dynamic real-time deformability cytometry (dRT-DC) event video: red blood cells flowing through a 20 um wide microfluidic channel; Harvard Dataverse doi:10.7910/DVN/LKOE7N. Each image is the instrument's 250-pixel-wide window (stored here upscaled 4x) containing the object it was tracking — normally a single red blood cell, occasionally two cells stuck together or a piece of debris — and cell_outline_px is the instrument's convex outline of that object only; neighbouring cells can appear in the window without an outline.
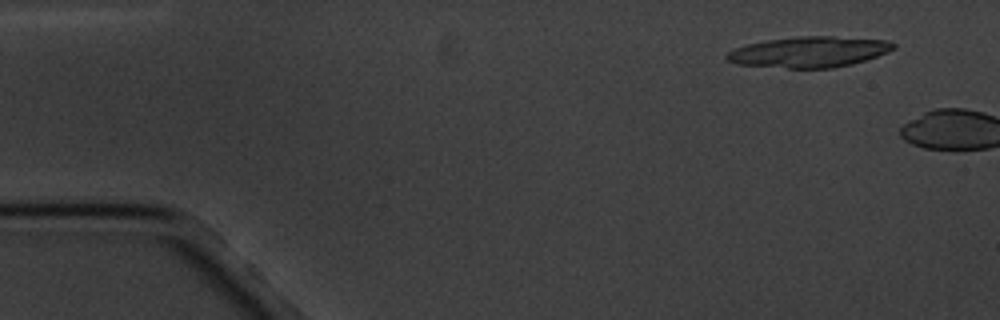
{"species": "common noctule bat (a hibernating species)", "species_latin": "Nyctalus noctula", "temperature_condition": "cold", "stored_images_in_passage": 2, "camera_frame_rate_fps": 3000, "um_per_image_px": 0.085, "animal": {"sex": "male", "body_mass_g": 20.1, "forearm_length_mm": 53.5}, "frame": {"image": 1, "passage_image": 1, "time_ms": 0.0, "image_size_px": [1000, 320], "cell_outline_px": [[896, 48], [888, 52], [852, 64], [832, 68], [788, 68], [736, 64], [728, 60], [724, 56], [728, 52], [736, 48], [748, 44], [768, 40], [796, 36], [832, 36], [888, 40], [896, 44]], "centroid_in_image_um": [68.8, 4.41], "position_along_channel_um": 16.2, "area_um2": 29.82}}